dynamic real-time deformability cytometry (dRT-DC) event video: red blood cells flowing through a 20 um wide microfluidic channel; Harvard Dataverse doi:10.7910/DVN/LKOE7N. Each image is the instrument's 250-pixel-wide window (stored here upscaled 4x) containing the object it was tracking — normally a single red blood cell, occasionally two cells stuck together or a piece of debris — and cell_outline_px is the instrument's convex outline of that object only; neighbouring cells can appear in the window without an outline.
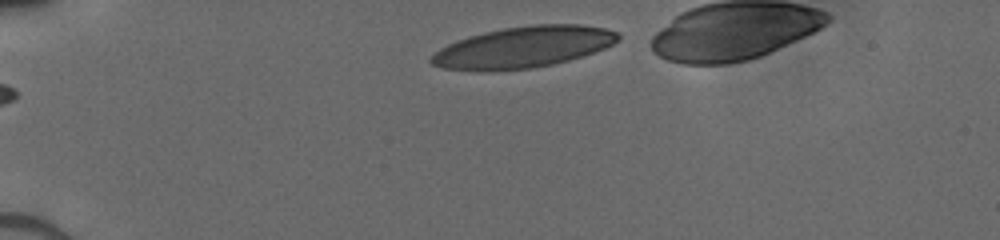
{"species": "human", "species_latin": "Homo sapiens", "temperature_condition": "cold", "stored_images_in_passage": 32, "camera_frame_rate_fps": 3000, "um_per_image_px": 0.085, "donor": {"sex": "male"}, "frame": {"image": 1, "passage_image": 1, "time_ms": 0.0, "image_size_px": [1000, 240], "cell_outline_px": [[620, 36], [612, 44], [604, 48], [568, 60], [552, 64], [528, 68], [444, 68], [432, 64], [428, 60], [440, 48], [448, 44], [468, 36], [484, 32], [504, 28], [532, 24], [580, 24], [604, 28], [616, 32]], "centroid_in_image_um": [44.52, 3.95], "position_along_channel_um": 40.5, "area_um2": 43.35}}
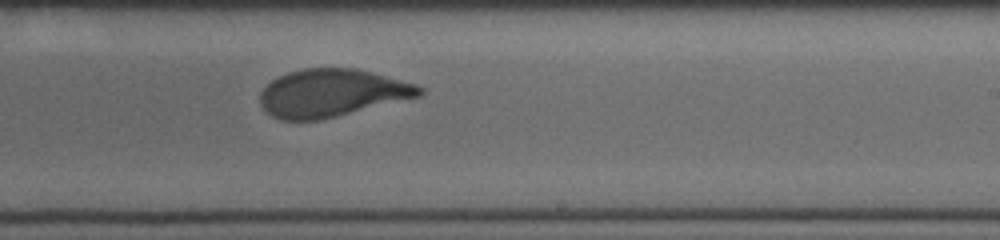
{"frame": {"image": 2, "passage_image": 21, "time_ms": 6.667, "image_size_px": [1000, 240], "cell_outline_px": [[424, 92], [420, 96], [320, 120], [280, 120], [272, 116], [260, 104], [260, 92], [272, 80], [288, 72], [300, 68], [356, 68], [372, 72], [416, 84], [424, 88]], "centroid_in_image_um": [28.2, 7.9], "position_along_channel_um": 260.8, "area_um2": 44.1}}
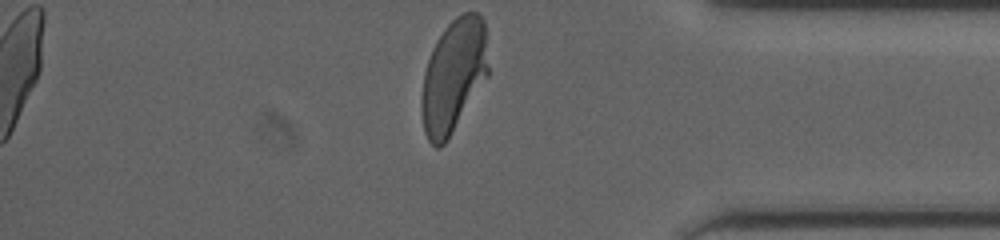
{"frame": {"image": 3, "passage_image": 32, "time_ms": 10.333, "image_size_px": [1000, 240], "cell_outline_px": [[488, 76], [448, 140], [440, 148], [436, 148], [428, 140], [424, 132], [420, 108], [420, 100], [424, 72], [432, 48], [436, 40], [444, 28], [456, 16], [464, 12], [476, 12], [484, 20], [488, 68]], "centroid_in_image_um": [38.52, 6.47], "position_along_channel_um": 396.7, "area_um2": 44.39}}